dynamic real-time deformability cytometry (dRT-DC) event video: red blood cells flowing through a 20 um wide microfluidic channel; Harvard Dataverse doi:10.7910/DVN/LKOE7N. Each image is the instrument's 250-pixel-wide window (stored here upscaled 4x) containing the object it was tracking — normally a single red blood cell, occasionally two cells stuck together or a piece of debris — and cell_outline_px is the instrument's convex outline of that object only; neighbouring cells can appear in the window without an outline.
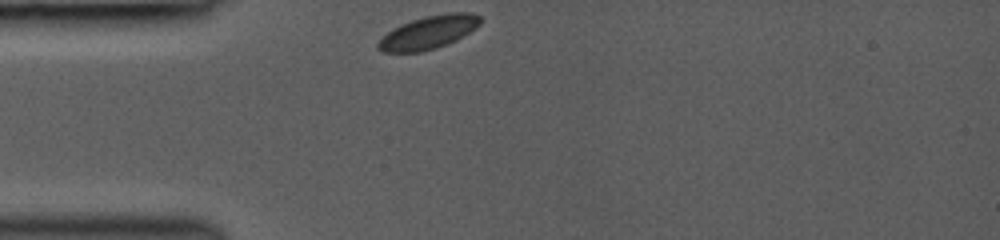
{"species": "common noctule bat (a hibernating species)", "species_latin": "Nyctalus noctula", "temperature_condition": "room temperature", "stored_images_in_passage": 29, "camera_frame_rate_fps": 3000, "um_per_image_px": 0.085, "animal": {"sex": "female", "body_mass_g": 19.0, "forearm_length_mm": 53.3}, "frame": {"image": 1, "passage_image": 1, "time_ms": 0.0, "image_size_px": [1000, 240], "cell_outline_px": [[480, 24], [476, 28], [456, 40], [436, 48], [420, 52], [384, 52], [376, 48], [376, 44], [392, 28], [412, 20], [424, 16], [448, 12], [468, 12], [480, 16]], "centroid_in_image_um": [36.42, 2.75], "position_along_channel_um": 48.6, "area_um2": 19.65}}
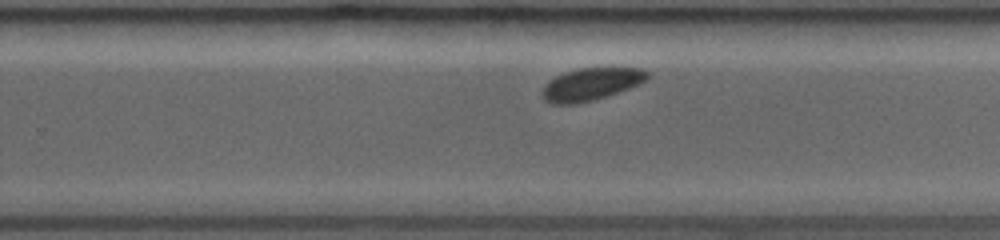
{"frame": {"image": 2, "passage_image": 19, "time_ms": 6.0, "image_size_px": [1000, 240], "cell_outline_px": [[648, 80], [628, 88], [592, 100], [572, 104], [552, 104], [544, 100], [540, 96], [540, 92], [544, 84], [548, 80], [564, 72], [580, 68], [644, 68], [648, 72]], "centroid_in_image_um": [50.17, 7.15], "position_along_channel_um": 279.6, "area_um2": 19.83}}
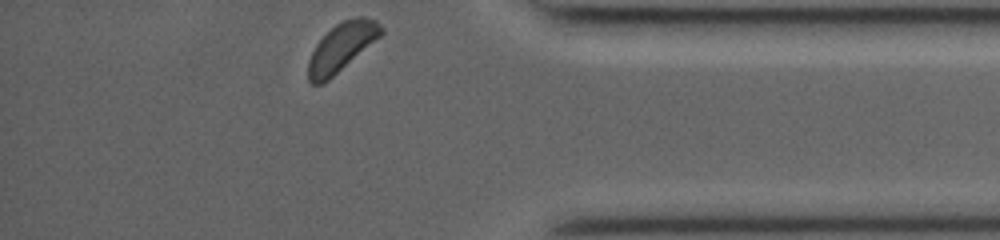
{"frame": {"image": 3, "passage_image": 29, "time_ms": 9.333, "image_size_px": [1000, 240], "cell_outline_px": [[384, 32], [380, 36], [328, 80], [320, 84], [312, 84], [308, 80], [308, 60], [316, 44], [336, 24], [344, 20], [356, 16], [364, 16], [376, 20], [384, 28]], "centroid_in_image_um": [29.04, 3.99], "position_along_channel_um": 406.2, "area_um2": 20.11}, "authors_computed_cell_mechanics": {"area_um2": 20.4612, "velocity_mm_per_s": 4.0863, "shape_relaxation_time_tau1_ms": 0.629, "shape_relaxation_time_tau2_ms": null, "deformation_change_tau1": 0.0455, "deformation_change_tau2": null}}